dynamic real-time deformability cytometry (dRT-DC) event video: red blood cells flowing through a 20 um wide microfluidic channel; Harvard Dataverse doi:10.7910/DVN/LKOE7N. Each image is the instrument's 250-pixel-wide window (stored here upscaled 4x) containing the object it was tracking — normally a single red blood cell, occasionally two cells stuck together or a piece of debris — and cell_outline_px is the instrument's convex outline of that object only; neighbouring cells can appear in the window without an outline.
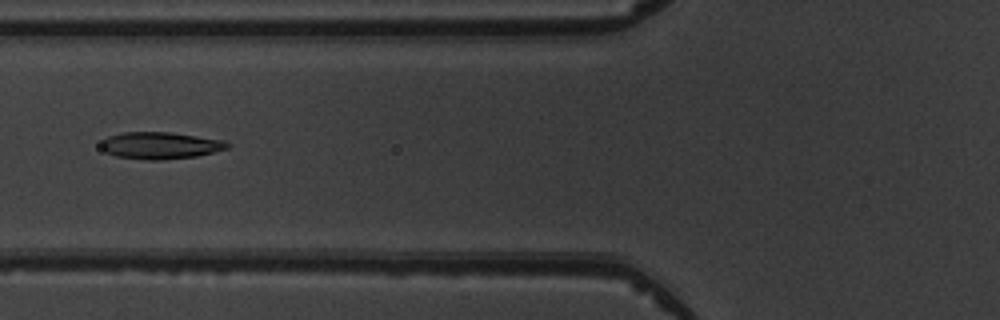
{"species": "common noctule bat (a hibernating species)", "species_latin": "Nyctalus noctula", "temperature_condition": "warm", "stored_images_in_passage": 8, "camera_frame_rate_fps": 3000, "um_per_image_px": 0.085, "animal": {"sex": "male", "body_mass_g": 19.5, "forearm_length_mm": 54.6}, "frame": {"image": 1, "passage_image": 6, "time_ms": 5.667, "image_size_px": [1000, 320], "cell_outline_px": [[232, 144], [228, 148], [196, 156], [164, 160], [148, 160], [116, 156], [100, 148], [100, 144], [108, 136], [124, 132], [172, 132], [224, 140]], "centroid_in_image_um": [13.65, 12.36], "position_along_channel_um": 112.2, "area_um2": 19.83}}
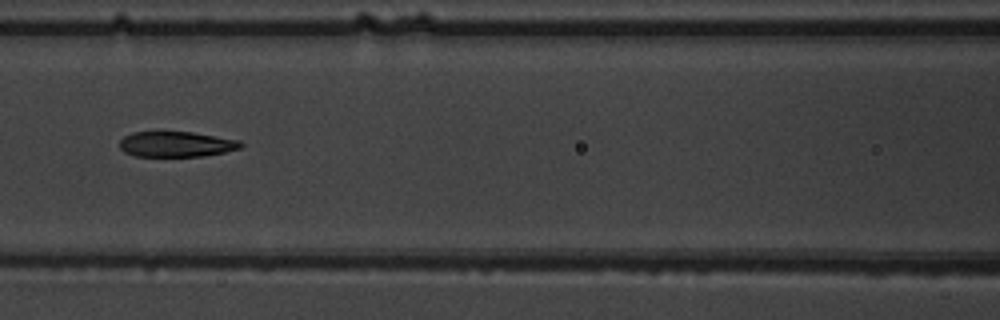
{"frame": {"image": 2, "passage_image": 7, "time_ms": 6.667, "image_size_px": [1000, 320], "cell_outline_px": [[244, 144], [240, 148], [224, 152], [204, 156], [136, 156], [124, 152], [120, 148], [120, 140], [124, 136], [132, 132], [192, 132], [240, 140]], "centroid_in_image_um": [14.99, 12.25], "position_along_channel_um": 151.6, "area_um2": 17.92}}
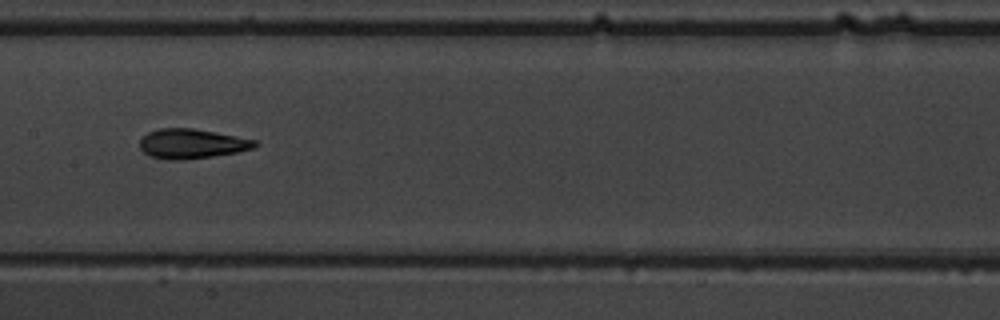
{"frame": {"image": 3, "passage_image": 8, "time_ms": 7.667, "image_size_px": [1000, 320], "cell_outline_px": [[260, 144], [256, 148], [236, 152], [212, 156], [180, 160], [168, 160], [148, 156], [140, 148], [140, 140], [148, 132], [160, 128], [192, 128], [236, 136], [256, 140]], "centroid_in_image_um": [16.31, 12.22], "position_along_channel_um": 191.1, "area_um2": 19.88}}